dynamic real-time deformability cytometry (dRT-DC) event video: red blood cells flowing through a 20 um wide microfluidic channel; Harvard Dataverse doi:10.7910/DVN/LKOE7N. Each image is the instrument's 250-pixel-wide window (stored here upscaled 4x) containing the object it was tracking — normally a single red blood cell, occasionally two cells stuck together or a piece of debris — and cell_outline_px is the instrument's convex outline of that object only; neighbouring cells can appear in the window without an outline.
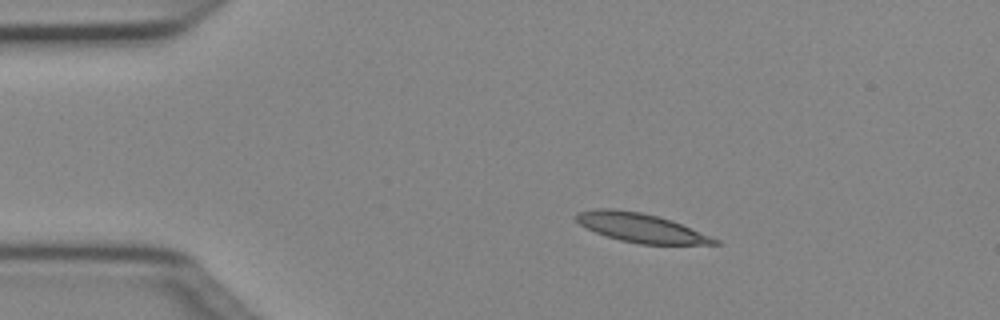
{"species": "Egyptian fruit bat (a non-hibernating species)", "species_latin": "Rousettus aegyptiacus", "temperature_condition": "cold", "stored_images_in_passage": 42, "camera_frame_rate_fps": 3000, "um_per_image_px": 0.085, "animal": {"sex": "female"}, "frame": {"image": 1, "passage_image": 1, "time_ms": 0.0, "image_size_px": [1000, 320], "cell_outline_px": [[720, 244], [640, 244], [620, 240], [596, 232], [580, 224], [576, 220], [576, 212], [596, 208], [612, 208], [640, 212], [672, 220], [720, 240]], "centroid_in_image_um": [54.47, 19.35], "position_along_channel_um": 30.5, "area_um2": 23.12}}
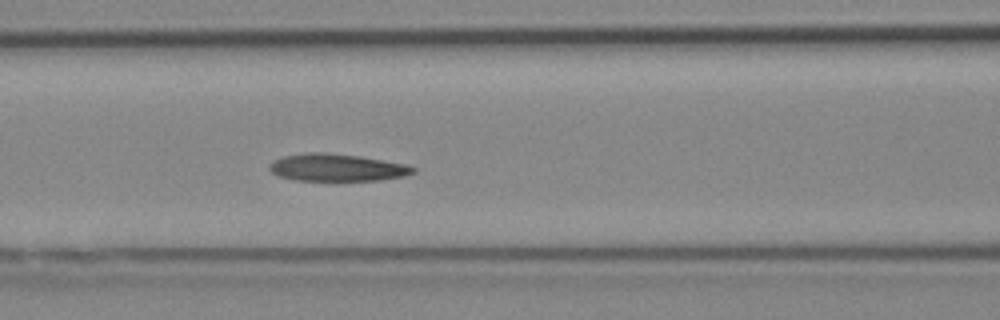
{"frame": {"image": 2, "passage_image": 13, "time_ms": 4.0, "image_size_px": [1000, 320], "cell_outline_px": [[416, 172], [404, 176], [380, 180], [296, 180], [280, 176], [272, 172], [268, 168], [268, 164], [272, 160], [284, 156], [308, 152], [324, 152], [360, 156], [408, 164], [416, 168]], "centroid_in_image_um": [28.65, 14.23], "position_along_channel_um": 137.9, "area_um2": 22.95}}
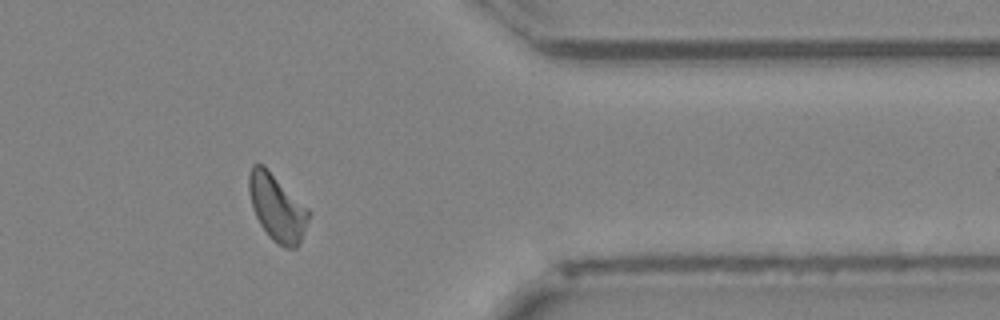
{"frame": {"image": 3, "passage_image": 33, "time_ms": 10.667, "image_size_px": [1000, 320], "cell_outline_px": [[312, 212], [300, 244], [296, 248], [284, 248], [272, 240], [268, 236], [260, 224], [252, 208], [248, 192], [248, 172], [252, 164], [264, 164]], "centroid_in_image_um": [23.55, 17.64], "position_along_channel_um": 387.9, "area_um2": 23.7}, "authors_computed_cell_mechanics": {"area_um2": 22.9755, "velocity_mm_per_s": 4.0023, "shape_relaxation_time_tau1_ms": null, "shape_relaxation_time_tau2_ms": 3.8077, "deformation_change_tau1": null, "deformation_change_tau2": 0.1126}}